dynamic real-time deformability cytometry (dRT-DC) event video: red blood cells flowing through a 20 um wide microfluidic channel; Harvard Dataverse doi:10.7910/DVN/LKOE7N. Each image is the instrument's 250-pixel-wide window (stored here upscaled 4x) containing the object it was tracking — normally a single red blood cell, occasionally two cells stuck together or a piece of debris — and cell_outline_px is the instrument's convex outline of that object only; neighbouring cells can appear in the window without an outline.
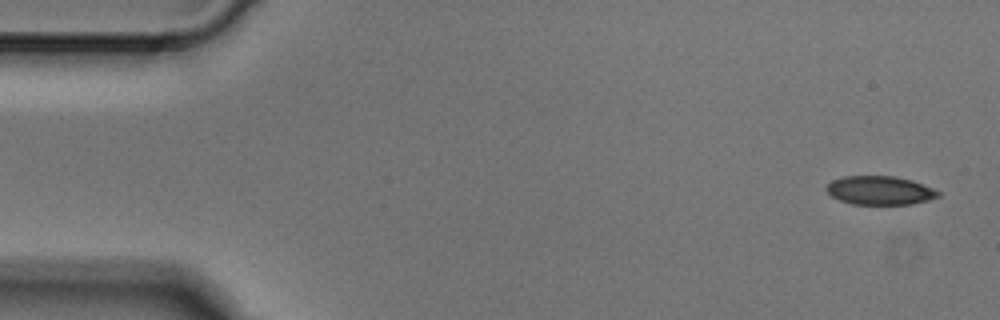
{"species": "Egyptian fruit bat (a non-hibernating species)", "species_latin": "Rousettus aegyptiacus", "temperature_condition": "cold", "stored_images_in_passage": 4, "camera_frame_rate_fps": 3000, "um_per_image_px": 0.085, "animal": {"sex": "male"}, "frame": {"image": 1, "passage_image": 1, "time_ms": 0.0, "image_size_px": [1000, 320], "cell_outline_px": [[940, 196], [928, 200], [912, 204], [852, 204], [840, 200], [832, 196], [824, 188], [832, 180], [844, 176], [896, 176], [912, 180], [932, 188], [940, 192]], "centroid_in_image_um": [74.78, 16.18], "position_along_channel_um": 10.2, "area_um2": 18.67}}
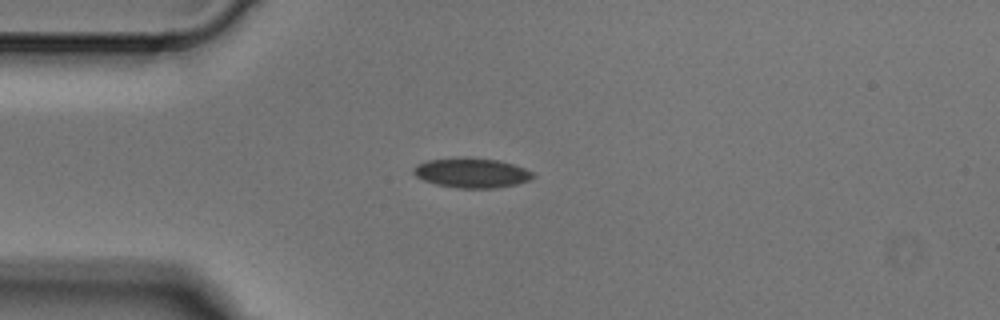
{"frame": {"image": 2, "passage_image": 3, "time_ms": 0.667, "image_size_px": [1000, 320], "cell_outline_px": [[536, 176], [528, 180], [516, 184], [496, 188], [456, 188], [436, 184], [424, 180], [416, 176], [412, 172], [412, 168], [416, 164], [424, 160], [452, 156], [464, 156], [500, 160], [524, 168], [532, 172]], "centroid_in_image_um": [40.02, 14.66], "position_along_channel_um": 45.0, "area_um2": 21.21}}